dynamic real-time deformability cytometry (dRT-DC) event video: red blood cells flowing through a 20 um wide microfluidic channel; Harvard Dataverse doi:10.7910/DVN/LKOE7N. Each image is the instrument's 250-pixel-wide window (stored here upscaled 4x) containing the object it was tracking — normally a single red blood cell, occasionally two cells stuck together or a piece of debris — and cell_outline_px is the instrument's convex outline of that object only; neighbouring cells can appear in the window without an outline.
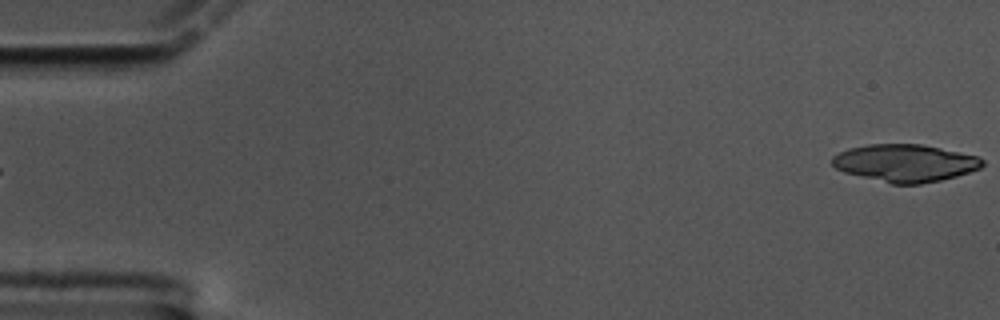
{"species": "common noctule bat (a hibernating species)", "species_latin": "Nyctalus noctula", "temperature_condition": "cold", "stored_images_in_passage": 59, "segment_of_instrument_passage": [1, 2], "camera_frame_rate_fps": 3000, "um_per_image_px": 0.085, "animal": {"sex": "male", "body_mass_g": 17.5, "forearm_length_mm": 52.3}, "frame": {"image": 1, "passage_image": 1, "time_ms": 0.0, "image_size_px": [1000, 320], "cell_outline_px": [[984, 164], [980, 168], [956, 176], [940, 180], [920, 184], [892, 184], [844, 172], [836, 168], [832, 164], [832, 156], [848, 148], [868, 144], [920, 144], [940, 148], [976, 156], [984, 160]], "centroid_in_image_um": [76.91, 13.85], "position_along_channel_um": 8.1, "area_um2": 32.54}}